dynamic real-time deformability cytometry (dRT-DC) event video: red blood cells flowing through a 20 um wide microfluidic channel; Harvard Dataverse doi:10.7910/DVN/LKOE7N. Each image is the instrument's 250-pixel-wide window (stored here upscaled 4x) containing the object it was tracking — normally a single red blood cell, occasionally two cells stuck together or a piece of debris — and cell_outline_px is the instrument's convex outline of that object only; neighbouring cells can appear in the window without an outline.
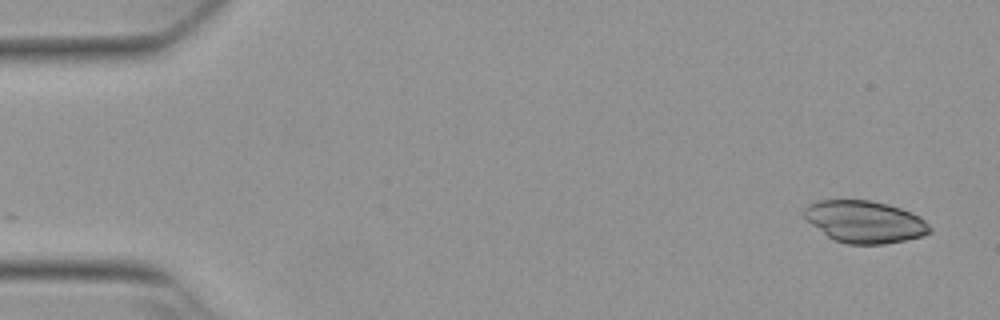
{"species": "Egyptian fruit bat (a non-hibernating species)", "species_latin": "Rousettus aegyptiacus", "temperature_condition": "warm", "stored_images_in_passage": 51, "camera_frame_rate_fps": 3000, "um_per_image_px": 0.085, "animal": {"sex": "female"}, "frame": {"image": 1, "passage_image": 1, "time_ms": 0.0, "image_size_px": [1000, 320], "cell_outline_px": [[932, 232], [924, 236], [884, 244], [848, 244], [836, 240], [828, 236], [812, 224], [804, 216], [804, 208], [808, 204], [820, 200], [868, 200], [888, 204], [900, 208], [920, 216], [932, 228]], "centroid_in_image_um": [73.54, 18.84], "position_along_channel_um": 11.5, "area_um2": 30.63}}
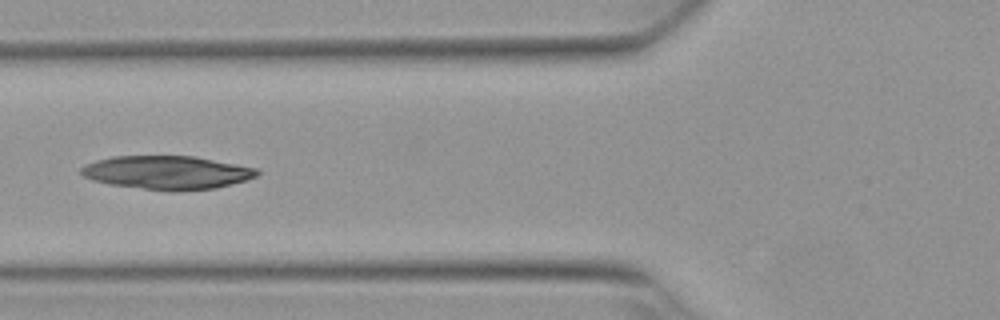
{"frame": {"image": 2, "passage_image": 19, "time_ms": 6.0, "image_size_px": [1000, 320], "cell_outline_px": [[260, 172], [256, 176], [248, 180], [216, 188], [144, 188], [108, 184], [92, 180], [84, 176], [80, 172], [80, 168], [84, 164], [96, 160], [112, 156], [196, 156], [256, 168]], "centroid_in_image_um": [14.17, 14.62], "position_along_channel_um": 111.6, "area_um2": 33.47}}
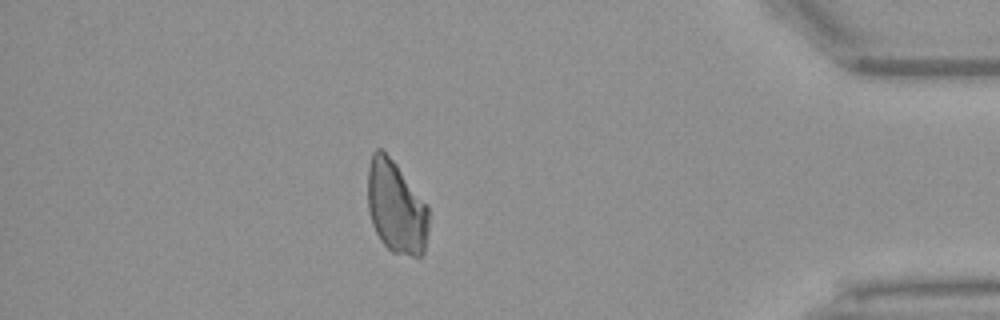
{"frame": {"image": 3, "passage_image": 45, "time_ms": 14.667, "image_size_px": [1000, 320], "cell_outline_px": [[428, 232], [424, 252], [420, 256], [412, 256], [392, 252], [380, 240], [372, 224], [368, 212], [368, 168], [372, 152], [376, 148], [380, 148], [396, 164], [428, 204]], "centroid_in_image_um": [33.67, 17.62], "position_along_channel_um": 401.5, "area_um2": 33.06}}